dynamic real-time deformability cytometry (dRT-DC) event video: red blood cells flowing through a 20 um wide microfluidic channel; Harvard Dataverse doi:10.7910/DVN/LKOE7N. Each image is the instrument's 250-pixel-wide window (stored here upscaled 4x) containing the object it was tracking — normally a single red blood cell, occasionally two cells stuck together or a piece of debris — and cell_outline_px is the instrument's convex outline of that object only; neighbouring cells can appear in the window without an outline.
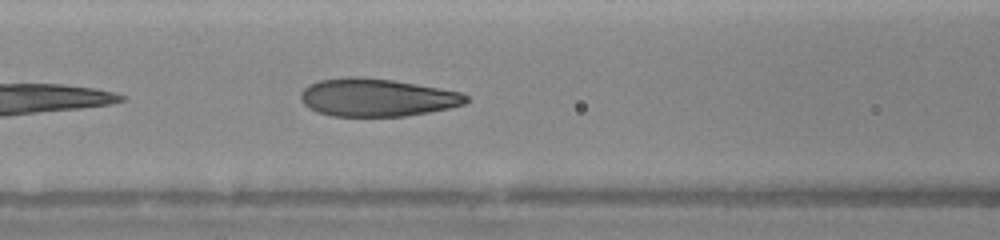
{"species": "human", "species_latin": "Homo sapiens", "temperature_condition": "warm", "stored_images_in_passage": 7, "camera_frame_rate_fps": 3000, "um_per_image_px": 0.085, "donor": {"sex": "female"}, "frame": {"image": 1, "passage_image": 7, "time_ms": 3.667, "image_size_px": [1000, 240], "cell_outline_px": [[468, 100], [464, 104], [448, 108], [428, 112], [404, 116], [332, 116], [316, 112], [308, 108], [300, 100], [300, 92], [308, 84], [320, 80], [348, 76], [356, 76], [392, 80], [416, 84], [460, 92], [468, 96]], "centroid_in_image_um": [31.97, 8.29], "position_along_channel_um": 134.6, "area_um2": 36.47}}